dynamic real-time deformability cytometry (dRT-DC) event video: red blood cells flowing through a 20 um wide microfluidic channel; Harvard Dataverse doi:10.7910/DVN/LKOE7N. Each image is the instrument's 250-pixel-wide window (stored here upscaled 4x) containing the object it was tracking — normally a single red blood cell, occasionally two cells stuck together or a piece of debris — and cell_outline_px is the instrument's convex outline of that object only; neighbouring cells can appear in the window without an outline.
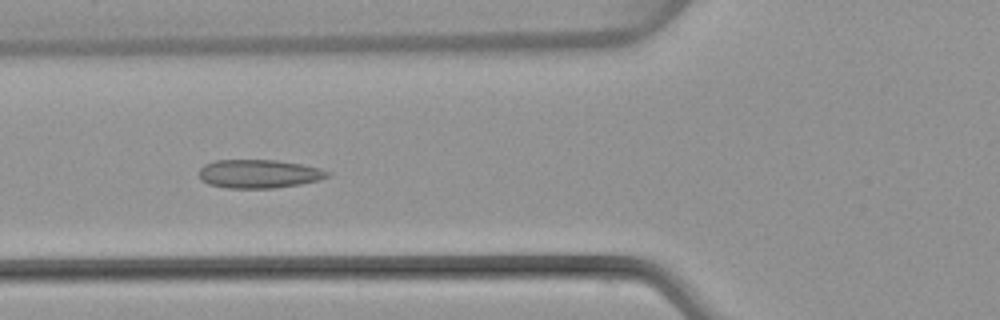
{"species": "common noctule bat (a hibernating species)", "species_latin": "Nyctalus noctula", "temperature_condition": "warm", "stored_images_in_passage": 36, "camera_frame_rate_fps": 3000, "um_per_image_px": 0.085, "animal": {"sex": "female", "body_mass_g": 22.7, "forearm_length_mm": 54.2}, "frame": {"image": 1, "passage_image": 12, "time_ms": 3.667, "image_size_px": [1000, 320], "cell_outline_px": [[332, 172], [328, 176], [320, 180], [300, 184], [276, 188], [228, 188], [208, 184], [200, 180], [200, 168], [204, 164], [216, 160], [276, 160], [300, 164], [320, 168]], "centroid_in_image_um": [22.01, 14.78], "position_along_channel_um": 103.8, "area_um2": 21.44}}
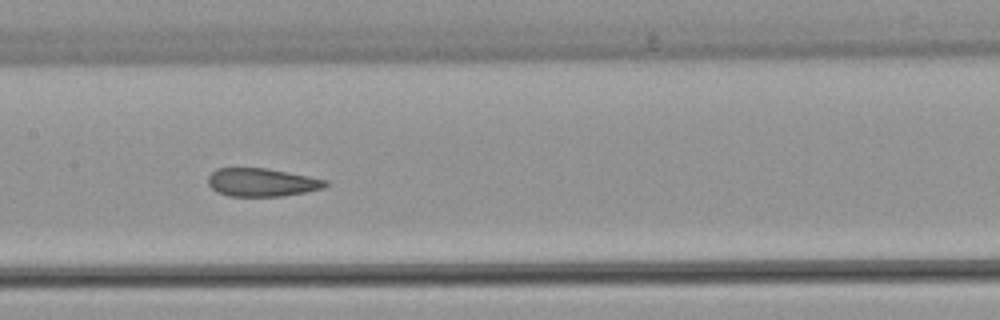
{"frame": {"image": 2, "passage_image": 18, "time_ms": 5.667, "image_size_px": [1000, 320], "cell_outline_px": [[328, 184], [324, 188], [304, 192], [280, 196], [228, 196], [216, 192], [208, 184], [208, 176], [216, 168], [268, 168], [328, 180]], "centroid_in_image_um": [22.24, 15.49], "position_along_channel_um": 185.2, "area_um2": 19.31}}
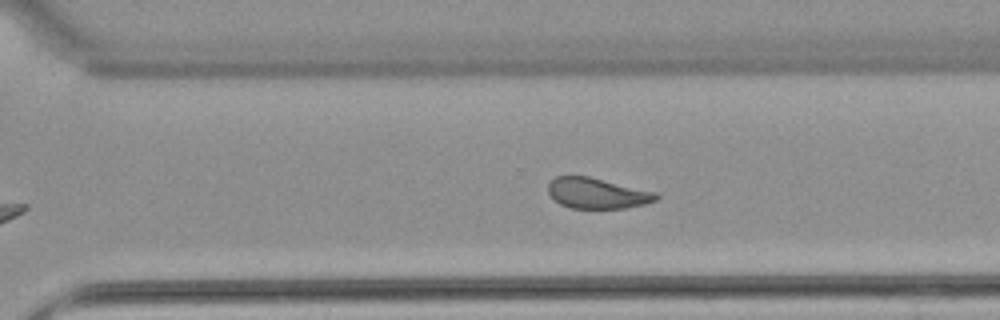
{"frame": {"image": 3, "passage_image": 28, "time_ms": 9.0, "image_size_px": [1000, 320], "cell_outline_px": [[660, 196], [656, 200], [644, 204], [624, 208], [568, 208], [552, 200], [548, 192], [548, 184], [556, 176], [588, 176], [656, 192]], "centroid_in_image_um": [50.72, 16.43], "position_along_channel_um": 319.9, "area_um2": 19.31}, "authors_computed_cell_mechanics": {"area_um2": 20.1144, "velocity_mm_per_s": 4.0552, "shape_relaxation_time_tau1_ms": null, "shape_relaxation_time_tau2_ms": 1.5634, "deformation_change_tau1": null, "deformation_change_tau2": 0.0859}}